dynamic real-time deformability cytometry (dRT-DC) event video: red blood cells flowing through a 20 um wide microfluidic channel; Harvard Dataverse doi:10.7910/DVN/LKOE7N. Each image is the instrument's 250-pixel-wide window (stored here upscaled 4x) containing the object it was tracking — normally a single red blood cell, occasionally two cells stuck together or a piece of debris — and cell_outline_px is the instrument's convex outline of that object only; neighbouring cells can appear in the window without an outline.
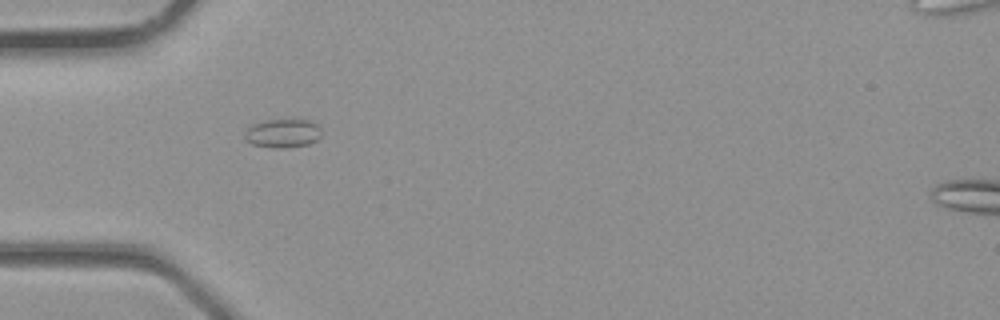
{"species": "common noctule bat (a hibernating species)", "species_latin": "Nyctalus noctula", "temperature_condition": "room temperature", "stored_images_in_passage": 1, "camera_frame_rate_fps": 3000, "um_per_image_px": 0.085, "animal": {"sex": "male", "body_mass_g": 23.1, "forearm_length_mm": 52.7}, "frame": {"image": 1, "passage_image": 1, "time_ms": 0.0, "image_size_px": [1000, 320], "cell_outline_px": [[320, 136], [316, 140], [308, 144], [288, 148], [272, 148], [252, 144], [244, 140], [244, 132], [252, 124], [268, 120], [292, 116], [312, 120], [320, 128]], "centroid_in_image_um": [24.04, 11.28], "position_along_channel_um": 61.0, "area_um2": 13.53}}